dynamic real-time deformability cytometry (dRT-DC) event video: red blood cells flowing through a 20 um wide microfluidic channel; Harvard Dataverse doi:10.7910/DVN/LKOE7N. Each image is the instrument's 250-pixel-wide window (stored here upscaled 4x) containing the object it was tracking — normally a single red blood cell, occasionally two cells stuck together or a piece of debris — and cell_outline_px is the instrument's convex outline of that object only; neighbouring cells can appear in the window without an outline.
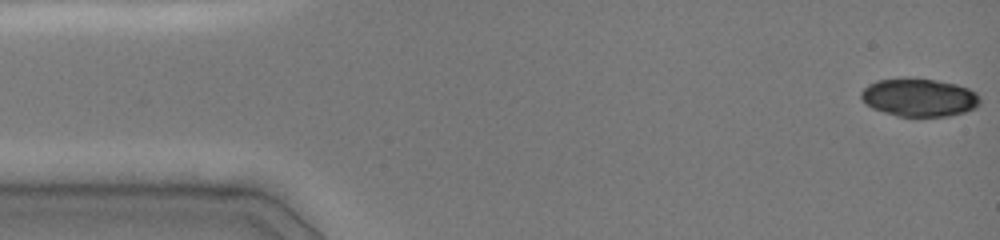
{"species": "common noctule bat (a hibernating species)", "species_latin": "Nyctalus noctula", "temperature_condition": "cold", "stored_images_in_passage": 30, "camera_frame_rate_fps": 3000, "um_per_image_px": 0.085, "animal": {"sex": "female", "body_mass_g": 19.0, "forearm_length_mm": 51.5}, "frame": {"image": 1, "passage_image": 1, "time_ms": 0.0, "image_size_px": [1000, 240], "cell_outline_px": [[980, 104], [976, 108], [964, 112], [948, 116], [896, 116], [872, 108], [860, 96], [860, 92], [868, 84], [876, 80], [904, 76], [908, 76], [936, 80], [956, 84], [968, 88], [976, 92], [980, 96]], "centroid_in_image_um": [78.13, 8.25], "position_along_channel_um": 6.9, "area_um2": 26.82}}